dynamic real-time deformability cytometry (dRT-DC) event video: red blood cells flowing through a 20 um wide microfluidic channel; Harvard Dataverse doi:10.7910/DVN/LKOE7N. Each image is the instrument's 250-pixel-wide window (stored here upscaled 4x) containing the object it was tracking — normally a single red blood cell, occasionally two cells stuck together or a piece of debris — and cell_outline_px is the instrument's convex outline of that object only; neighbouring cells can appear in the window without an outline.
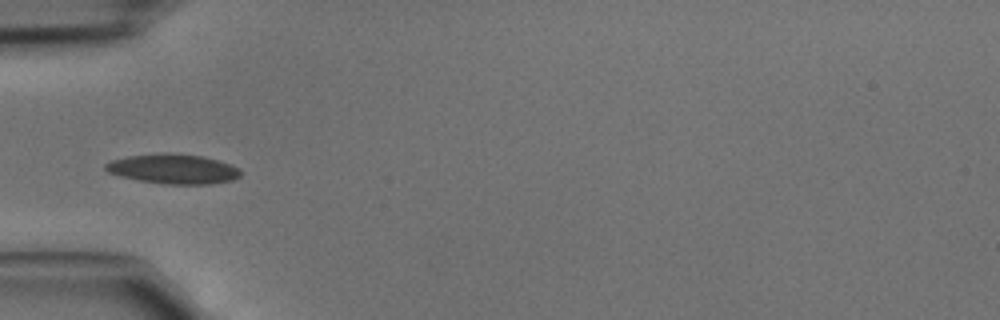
{"species": "common noctule bat (a hibernating species)", "species_latin": "Nyctalus noctula", "temperature_condition": "cold", "stored_images_in_passage": 32, "camera_frame_rate_fps": 3000, "um_per_image_px": 0.085, "animal": {"sex": "male", "body_mass_g": 15.6}, "frame": {"image": 1, "passage_image": 1, "time_ms": 0.0, "image_size_px": [1000, 320], "cell_outline_px": [[240, 176], [232, 180], [208, 184], [164, 184], [136, 180], [120, 176], [108, 172], [104, 168], [104, 164], [112, 160], [128, 156], [160, 152], [168, 152], [204, 156], [232, 164], [240, 168]], "centroid_in_image_um": [14.72, 14.35], "position_along_channel_um": 70.3, "area_um2": 23.7}}
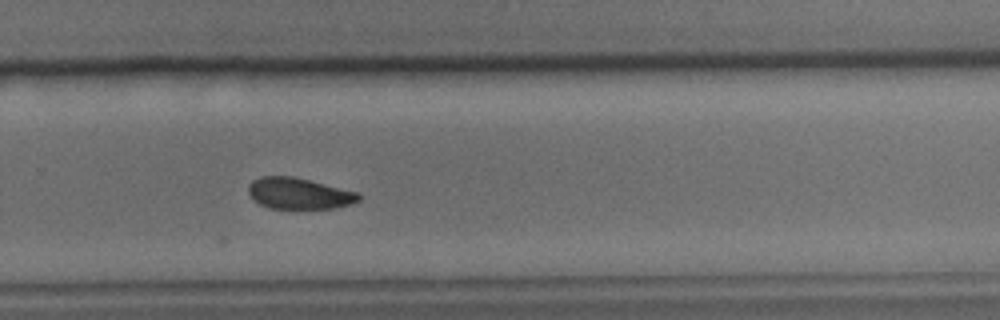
{"frame": {"image": 2, "passage_image": 17, "time_ms": 5.333, "image_size_px": [1000, 320], "cell_outline_px": [[360, 200], [352, 204], [332, 208], [268, 208], [260, 204], [248, 192], [248, 184], [252, 180], [260, 176], [292, 176], [360, 192]], "centroid_in_image_um": [25.43, 16.43], "position_along_channel_um": 304.4, "area_um2": 20.06}}
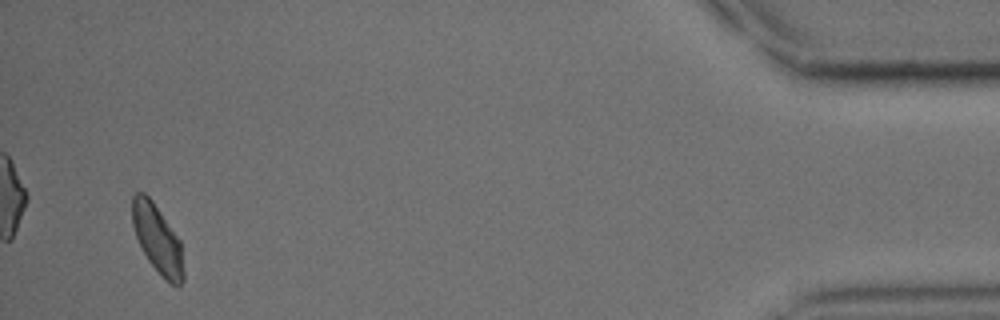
{"frame": {"image": 3, "passage_image": 30, "time_ms": 9.667, "image_size_px": [1000, 320], "cell_outline_px": [[184, 280], [176, 288], [164, 280], [160, 276], [148, 260], [140, 248], [132, 224], [132, 196], [136, 192], [144, 192], [152, 200], [180, 240], [184, 272]], "centroid_in_image_um": [13.38, 20.37], "position_along_channel_um": 421.8, "area_um2": 20.69}}